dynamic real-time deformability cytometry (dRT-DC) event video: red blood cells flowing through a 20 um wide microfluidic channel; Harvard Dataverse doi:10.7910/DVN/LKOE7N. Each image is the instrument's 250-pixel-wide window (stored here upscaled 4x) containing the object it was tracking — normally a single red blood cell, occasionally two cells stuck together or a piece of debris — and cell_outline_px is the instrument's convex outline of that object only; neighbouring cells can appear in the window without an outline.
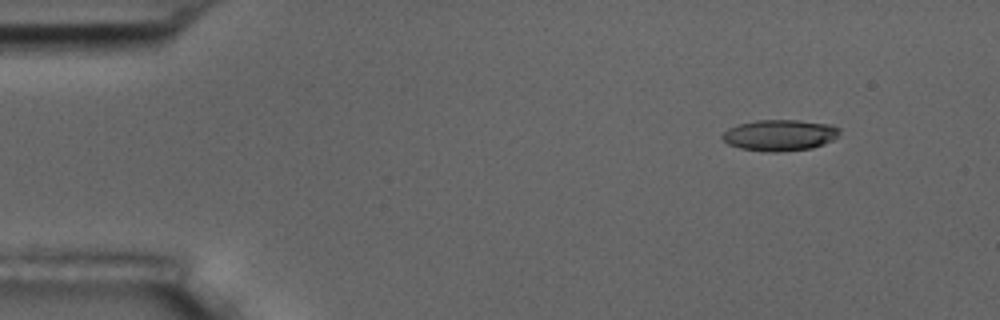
{"species": "common noctule bat (a hibernating species)", "species_latin": "Nyctalus noctula", "temperature_condition": "room temperature", "stored_images_in_passage": 5, "camera_frame_rate_fps": 3000, "um_per_image_px": 0.085, "animal": {"sex": "male", "body_mass_g": 17.5, "forearm_length_mm": 52.3}, "frame": {"image": 1, "passage_image": 1, "time_ms": 0.0, "image_size_px": [1000, 320], "cell_outline_px": [[840, 132], [832, 140], [824, 144], [812, 148], [776, 152], [768, 152], [740, 148], [728, 144], [720, 136], [728, 128], [740, 124], [756, 120], [800, 120], [832, 124], [840, 128]], "centroid_in_image_um": [66.29, 11.48], "position_along_channel_um": 18.7, "area_um2": 21.33}}
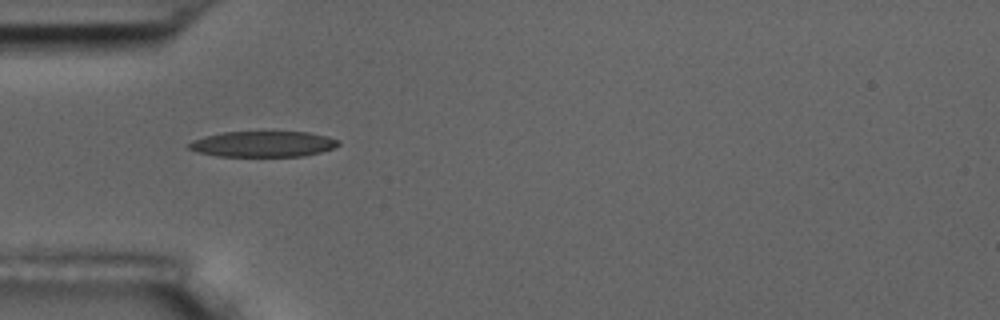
{"frame": {"image": 2, "passage_image": 4, "time_ms": 3.667, "image_size_px": [1000, 320], "cell_outline_px": [[340, 144], [332, 148], [320, 152], [304, 156], [216, 156], [196, 152], [188, 148], [188, 144], [192, 140], [204, 136], [224, 132], [308, 132], [328, 136], [340, 140]], "centroid_in_image_um": [22.35, 12.24], "position_along_channel_um": 62.7, "area_um2": 22.48}}